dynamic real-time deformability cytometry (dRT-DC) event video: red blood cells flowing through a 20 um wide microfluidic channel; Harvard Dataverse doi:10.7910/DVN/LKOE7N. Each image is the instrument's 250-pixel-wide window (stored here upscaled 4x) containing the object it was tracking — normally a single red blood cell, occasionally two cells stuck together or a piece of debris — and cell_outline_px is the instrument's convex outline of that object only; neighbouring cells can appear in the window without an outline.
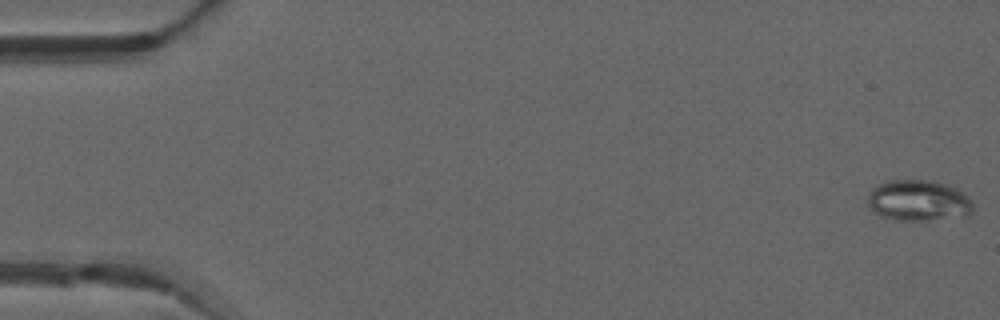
{"species": "common noctule bat (a hibernating species)", "species_latin": "Nyctalus noctula", "temperature_condition": "warm", "stored_images_in_passage": 12, "camera_frame_rate_fps": 3000, "um_per_image_px": 0.085, "animal": {"sex": "male", "forearm_length_mm": 52.5}, "frame": {"image": 1, "passage_image": 1, "time_ms": 0.0, "image_size_px": [1000, 320], "cell_outline_px": [[972, 212], [968, 216], [924, 220], [892, 220], [880, 216], [872, 212], [868, 204], [868, 192], [876, 184], [888, 180], [928, 180], [944, 184], [956, 188], [968, 196], [972, 200]], "centroid_in_image_um": [78.03, 17.05], "position_along_channel_um": 7.0, "area_um2": 25.43}}